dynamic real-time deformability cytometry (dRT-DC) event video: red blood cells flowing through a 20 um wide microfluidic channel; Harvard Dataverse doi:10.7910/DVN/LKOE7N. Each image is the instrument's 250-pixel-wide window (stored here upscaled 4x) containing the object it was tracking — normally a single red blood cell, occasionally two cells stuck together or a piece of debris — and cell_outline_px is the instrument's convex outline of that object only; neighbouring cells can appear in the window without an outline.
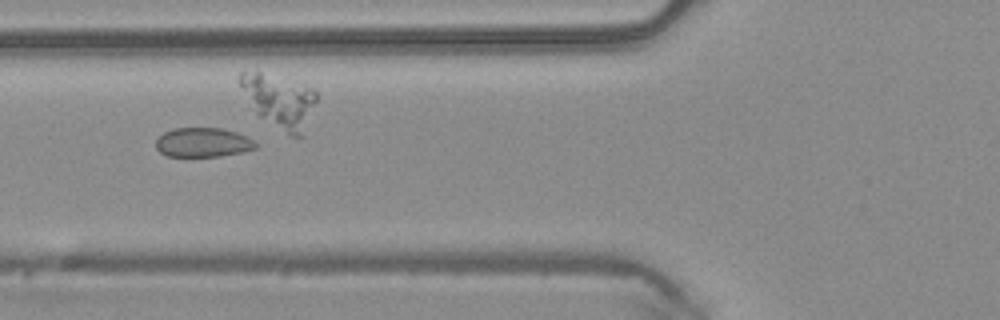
{"species": "common noctule bat (a hibernating species)", "species_latin": "Nyctalus noctula", "temperature_condition": "warm", "stored_images_in_passage": 42, "camera_frame_rate_fps": 3000, "um_per_image_px": 0.085, "animal": {"sex": "male", "body_mass_g": 20.4}, "frame": {"image": 1, "passage_image": 12, "time_ms": 3.667, "image_size_px": [1000, 320], "cell_outline_px": [[260, 144], [256, 148], [240, 152], [220, 156], [168, 156], [160, 152], [156, 148], [156, 140], [164, 132], [172, 128], [224, 128], [236, 132]], "centroid_in_image_um": [17.25, 12.1], "position_along_channel_um": 108.6, "area_um2": 16.99}}
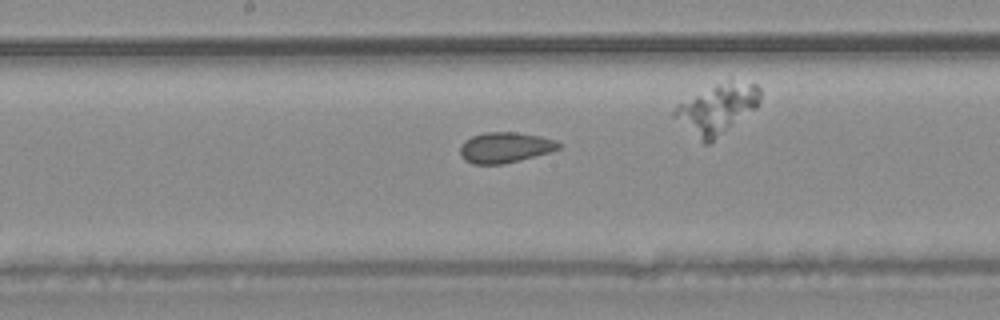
{"frame": {"image": 2, "passage_image": 19, "time_ms": 6.0, "image_size_px": [1000, 320], "cell_outline_px": [[560, 148], [548, 152], [520, 160], [504, 164], [472, 164], [464, 160], [460, 156], [460, 144], [464, 140], [472, 136], [484, 132], [516, 132], [540, 136], [556, 140], [560, 144]], "centroid_in_image_um": [42.88, 12.53], "position_along_channel_um": 205.3, "area_um2": 17.63}}
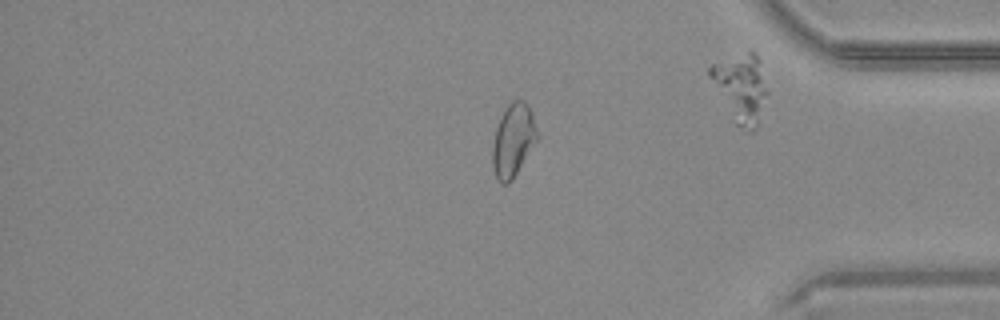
{"frame": {"image": 3, "passage_image": 34, "time_ms": 11.0, "image_size_px": [1000, 320], "cell_outline_px": [[540, 136], [512, 180], [508, 184], [500, 184], [496, 176], [492, 164], [492, 144], [496, 128], [508, 104], [512, 100], [524, 100], [532, 112]], "centroid_in_image_um": [43.64, 11.93], "position_along_channel_um": 391.6, "area_um2": 19.07}, "authors_computed_cell_mechanics": {"area_um2": 18.6694, "velocity_mm_per_s": 4.1428, "shape_relaxation_time_tau1_ms": null, "shape_relaxation_time_tau2_ms": 1.508, "deformation_change_tau1": null, "deformation_change_tau2": 0.0717}}